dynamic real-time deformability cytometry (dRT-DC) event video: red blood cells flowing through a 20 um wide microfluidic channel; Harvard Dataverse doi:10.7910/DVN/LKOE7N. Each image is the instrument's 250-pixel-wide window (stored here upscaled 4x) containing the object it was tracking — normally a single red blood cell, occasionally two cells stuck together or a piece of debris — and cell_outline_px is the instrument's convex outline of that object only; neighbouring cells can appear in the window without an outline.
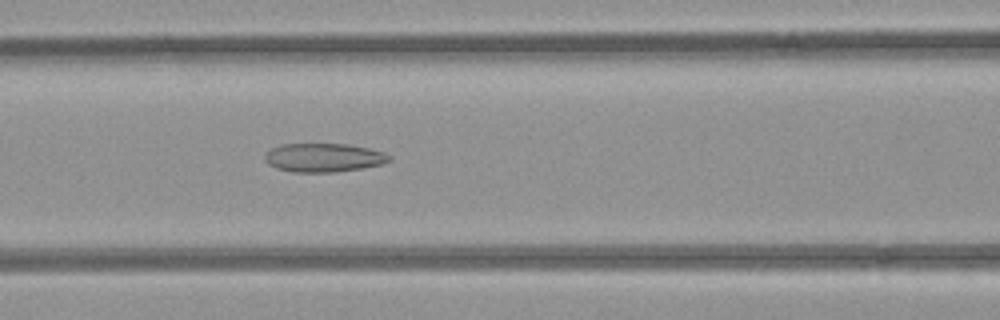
{"species": "common noctule bat (a hibernating species)", "species_latin": "Nyctalus noctula", "temperature_condition": "room temperature", "stored_images_in_passage": 53, "camera_frame_rate_fps": 3000, "um_per_image_px": 0.085, "animal": {"sex": "female", "body_mass_g": 21.9}, "frame": {"image": 1, "passage_image": 23, "time_ms": 7.333, "image_size_px": [1000, 320], "cell_outline_px": [[392, 160], [384, 164], [336, 172], [292, 172], [276, 168], [268, 164], [264, 160], [264, 156], [272, 148], [280, 144], [348, 144], [368, 148], [384, 152], [392, 156]], "centroid_in_image_um": [27.53, 13.4], "position_along_channel_um": 139.1, "area_um2": 20.92}}
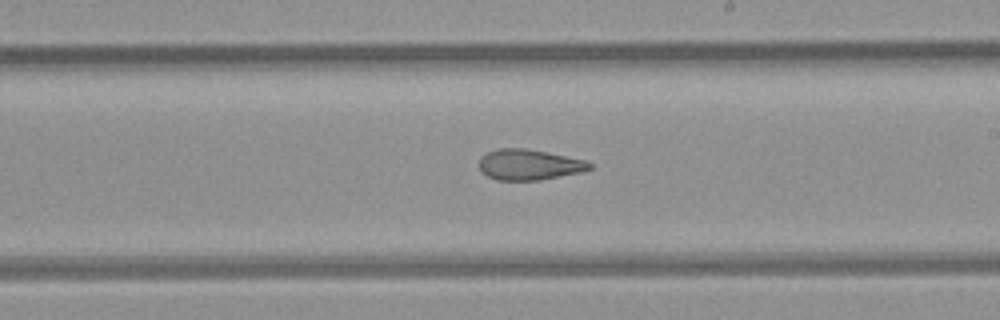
{"frame": {"image": 2, "passage_image": 31, "time_ms": 10.0, "image_size_px": [1000, 320], "cell_outline_px": [[592, 168], [580, 172], [540, 180], [496, 180], [480, 172], [480, 156], [484, 152], [496, 148], [524, 148], [584, 160], [592, 164]], "centroid_in_image_um": [44.9, 13.99], "position_along_channel_um": 244.1, "area_um2": 19.65}}
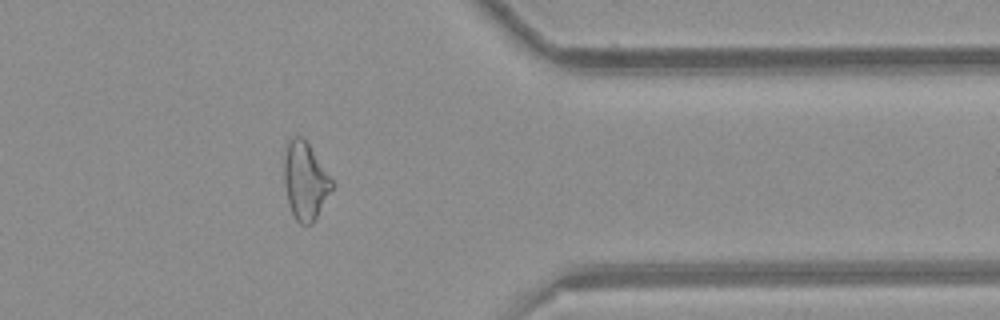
{"frame": {"image": 3, "passage_image": 43, "time_ms": 14.0, "image_size_px": [1000, 320], "cell_outline_px": [[336, 184], [312, 224], [300, 224], [296, 220], [288, 204], [284, 184], [284, 152], [288, 140], [296, 132], [304, 136]], "centroid_in_image_um": [25.94, 15.31], "position_along_channel_um": 385.5, "area_um2": 22.25}, "authors_computed_cell_mechanics": {"area_um2": 23.5824, "velocity_mm_per_s": 3.9469, "shape_relaxation_time_tau1_ms": null, "shape_relaxation_time_tau2_ms": 3.5242, "deformation_change_tau1": null, "deformation_change_tau2": 0.1381}}